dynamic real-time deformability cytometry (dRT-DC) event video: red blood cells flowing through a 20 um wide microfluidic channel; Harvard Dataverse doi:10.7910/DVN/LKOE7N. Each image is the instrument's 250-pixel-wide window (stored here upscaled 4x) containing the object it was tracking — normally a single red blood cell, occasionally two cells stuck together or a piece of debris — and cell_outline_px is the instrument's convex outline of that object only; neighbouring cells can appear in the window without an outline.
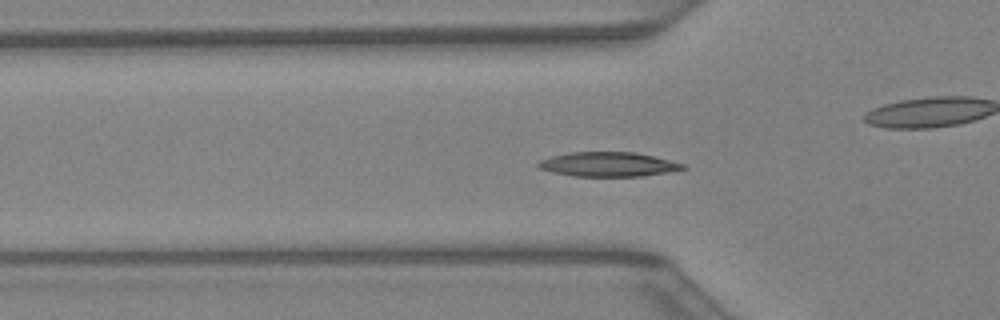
{"species": "Egyptian fruit bat (a non-hibernating species)", "species_latin": "Rousettus aegyptiacus", "temperature_condition": "warm", "stored_images_in_passage": 41, "camera_frame_rate_fps": 3000, "um_per_image_px": 0.085, "animal": {"sex": "female"}, "frame": {"image": 1, "passage_image": 12, "time_ms": 3.667, "image_size_px": [1000, 320], "cell_outline_px": [[688, 168], [668, 172], [640, 176], [572, 176], [552, 172], [540, 168], [536, 164], [540, 160], [552, 156], [572, 152], [636, 152], [684, 164]], "centroid_in_image_um": [51.68, 13.97], "position_along_channel_um": 74.1, "area_um2": 20.4}}
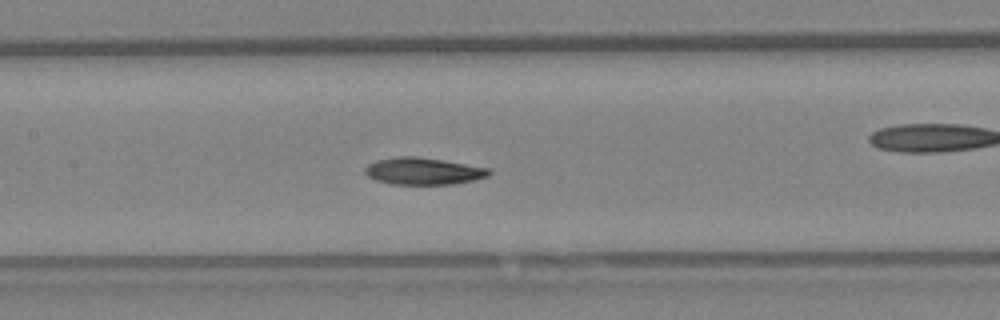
{"frame": {"image": 2, "passage_image": 18, "time_ms": 5.667, "image_size_px": [1000, 320], "cell_outline_px": [[492, 172], [488, 176], [472, 180], [452, 184], [392, 184], [376, 180], [368, 176], [364, 172], [364, 168], [368, 164], [376, 160], [396, 156], [416, 156], [444, 160], [488, 168]], "centroid_in_image_um": [35.94, 14.53], "position_along_channel_um": 171.5, "area_um2": 19.48}}
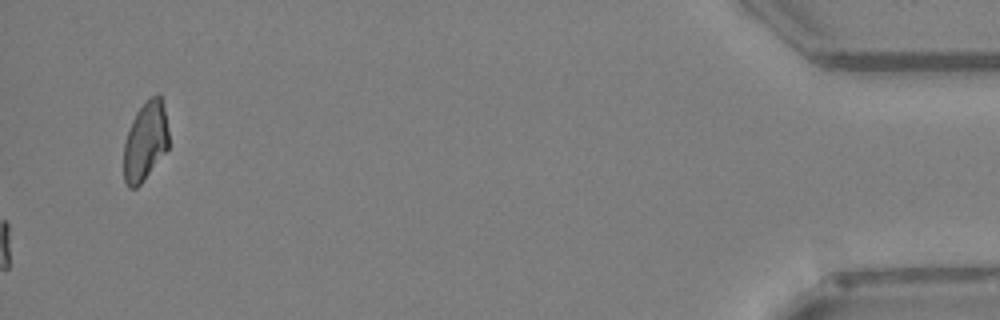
{"frame": {"image": 3, "passage_image": 41, "time_ms": 13.333, "image_size_px": [1000, 320], "cell_outline_px": [[168, 148], [144, 180], [136, 188], [128, 188], [124, 180], [124, 144], [132, 120], [136, 112], [156, 92], [160, 92], [164, 108], [168, 132]], "centroid_in_image_um": [12.35, 12.01], "position_along_channel_um": 422.8, "area_um2": 20.52}}